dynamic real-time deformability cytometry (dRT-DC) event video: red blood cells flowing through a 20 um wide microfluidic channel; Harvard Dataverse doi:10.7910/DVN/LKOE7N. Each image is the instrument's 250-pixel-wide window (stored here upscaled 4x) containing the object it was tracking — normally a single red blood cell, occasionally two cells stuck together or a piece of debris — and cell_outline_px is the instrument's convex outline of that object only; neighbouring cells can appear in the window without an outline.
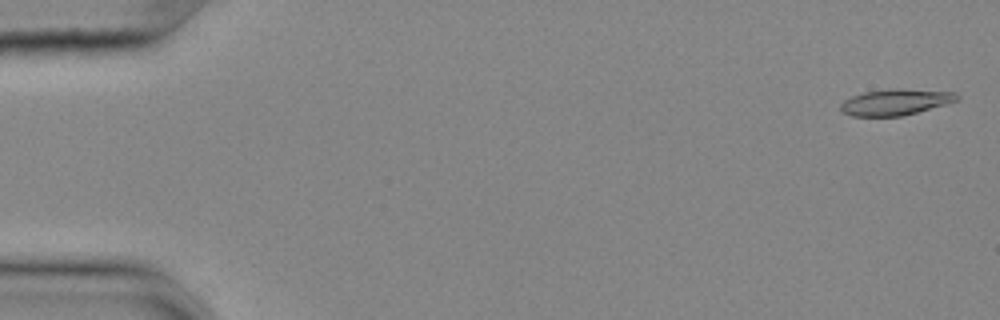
{"species": "common noctule bat (a hibernating species)", "species_latin": "Nyctalus noctula", "temperature_condition": "cold", "stored_images_in_passage": 56, "camera_frame_rate_fps": 3000, "um_per_image_px": 0.085, "animal": {"sex": "female", "body_mass_g": 25.1}, "frame": {"image": 1, "passage_image": 2, "time_ms": 0.333, "image_size_px": [1000, 320], "cell_outline_px": [[960, 100], [948, 104], [900, 116], [852, 116], [844, 112], [840, 108], [840, 104], [844, 100], [852, 96], [864, 92], [892, 88], [900, 88], [956, 92], [960, 96]], "centroid_in_image_um": [76.17, 8.66], "position_along_channel_um": 8.8, "area_um2": 17.8}}
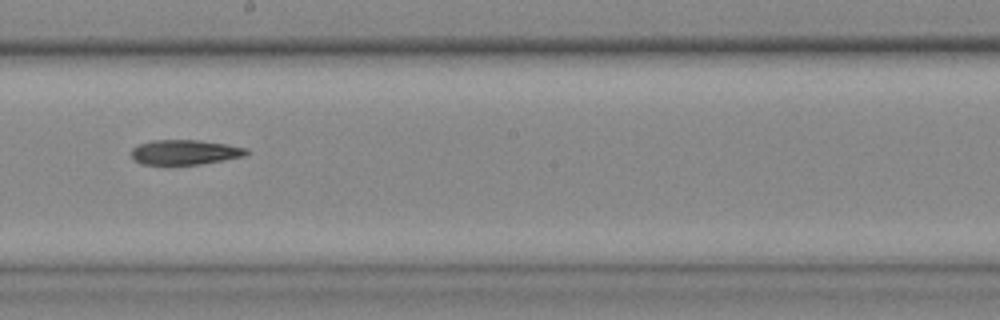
{"frame": {"image": 2, "passage_image": 32, "time_ms": 10.333, "image_size_px": [1000, 320], "cell_outline_px": [[248, 152], [244, 156], [200, 164], [140, 164], [132, 160], [128, 152], [132, 148], [140, 144], [152, 140], [196, 140], [228, 144], [248, 148]], "centroid_in_image_um": [15.65, 12.93], "position_along_channel_um": 232.5, "area_um2": 16.76}}
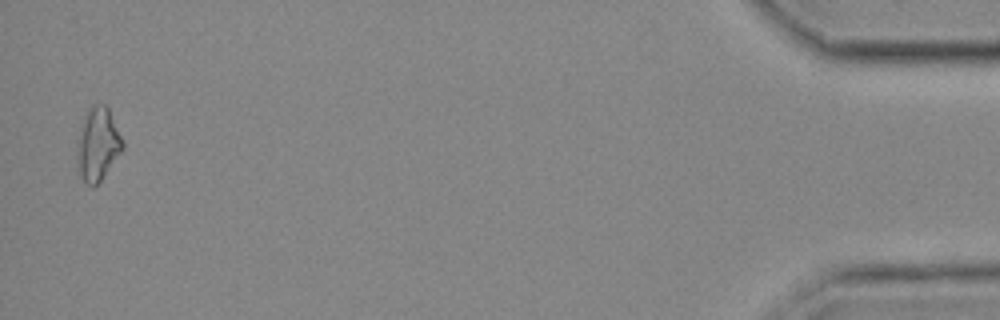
{"frame": {"image": 3, "passage_image": 55, "time_ms": 18.0, "image_size_px": [1000, 320], "cell_outline_px": [[124, 148], [100, 180], [92, 188], [84, 184], [80, 176], [76, 160], [76, 144], [84, 116], [96, 104], [104, 104], [108, 108], [124, 140]], "centroid_in_image_um": [8.3, 12.3], "position_along_channel_um": 426.9, "area_um2": 19.42}, "authors_computed_cell_mechanics": {"area_um2": 17.5423, "velocity_mm_per_s": 3.6594, "shape_relaxation_time_tau1_ms": 10.4819, "shape_relaxation_time_tau2_ms": null, "deformation_change_tau1": 0.2078, "deformation_change_tau2": null}}